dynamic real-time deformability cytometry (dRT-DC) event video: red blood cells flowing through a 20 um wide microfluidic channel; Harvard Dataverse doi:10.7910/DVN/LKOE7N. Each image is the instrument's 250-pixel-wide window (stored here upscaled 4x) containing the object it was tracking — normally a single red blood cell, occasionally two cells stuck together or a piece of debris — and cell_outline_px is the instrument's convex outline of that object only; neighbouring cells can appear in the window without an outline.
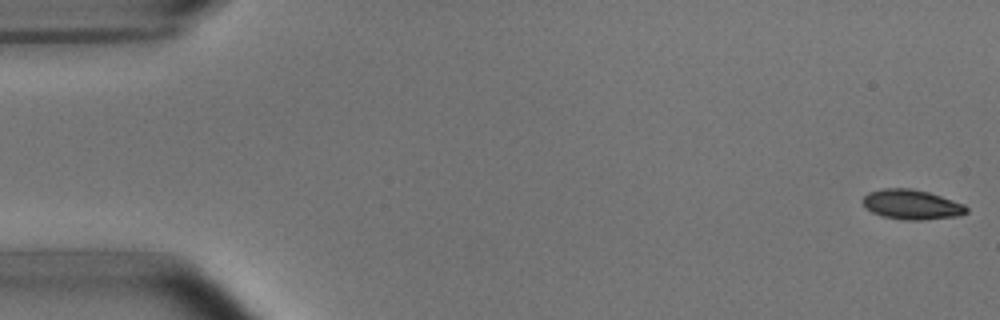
{"species": "common noctule bat (a hibernating species)", "species_latin": "Nyctalus noctula", "temperature_condition": "room temperature", "stored_images_in_passage": 5, "segment_of_instrument_passage": [1, 2], "camera_frame_rate_fps": 3000, "um_per_image_px": 0.085, "animal": {"sex": "male", "body_mass_g": 15.6}, "frame": {"image": 1, "passage_image": 1, "time_ms": 0.0, "image_size_px": [1000, 320], "cell_outline_px": [[968, 212], [956, 216], [924, 220], [904, 220], [880, 216], [872, 212], [864, 204], [864, 196], [868, 192], [884, 188], [912, 188], [928, 192], [964, 204], [968, 208]], "centroid_in_image_um": [77.5, 17.39], "position_along_channel_um": 7.5, "area_um2": 17.92}}
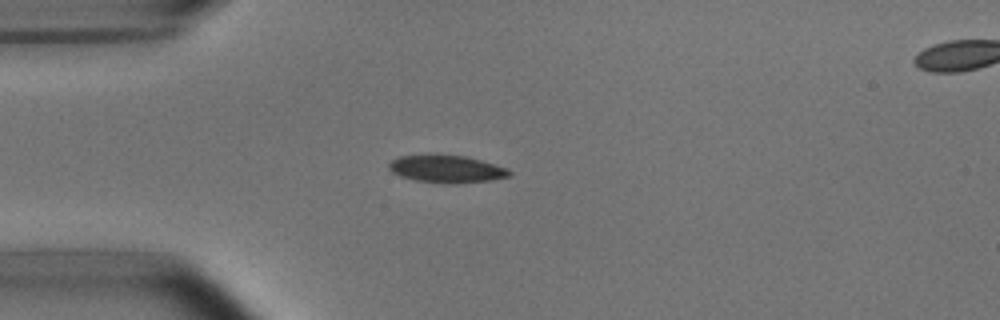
{"frame": {"image": 2, "passage_image": 4, "time_ms": 4.333, "image_size_px": [1000, 320], "cell_outline_px": [[512, 176], [492, 180], [452, 184], [448, 184], [416, 180], [400, 176], [392, 172], [388, 168], [388, 164], [392, 160], [400, 156], [464, 156], [480, 160], [508, 168], [512, 172]], "centroid_in_image_um": [38.01, 14.39], "position_along_channel_um": 47.0, "area_um2": 18.96}}